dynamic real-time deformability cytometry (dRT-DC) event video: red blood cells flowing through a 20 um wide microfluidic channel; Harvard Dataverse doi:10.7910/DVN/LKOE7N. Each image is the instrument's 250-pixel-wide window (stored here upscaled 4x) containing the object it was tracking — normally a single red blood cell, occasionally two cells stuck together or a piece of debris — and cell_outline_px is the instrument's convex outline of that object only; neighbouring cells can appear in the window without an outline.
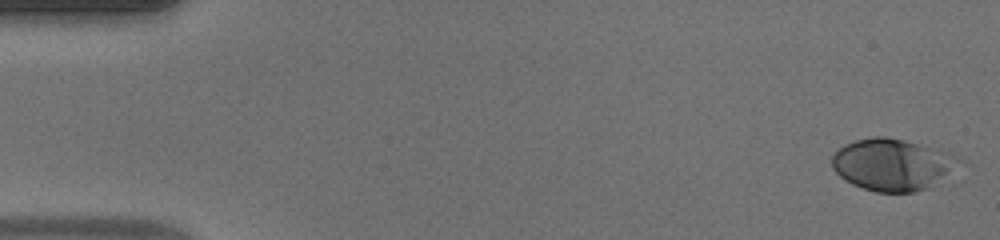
{"species": "human", "species_latin": "Homo sapiens", "temperature_condition": "warm", "stored_images_in_passage": 49, "camera_frame_rate_fps": 3000, "um_per_image_px": 0.085, "donor": {"sex": "male"}, "frame": {"image": 1, "passage_image": 1, "time_ms": 0.0, "image_size_px": [1000, 240], "cell_outline_px": [[964, 160], [928, 188], [912, 192], [876, 192], [852, 184], [844, 180], [832, 168], [832, 156], [844, 144], [856, 140], [872, 136], [884, 136], [948, 152]], "centroid_in_image_um": [75.8, 13.99], "position_along_channel_um": 9.2, "area_um2": 37.69}}
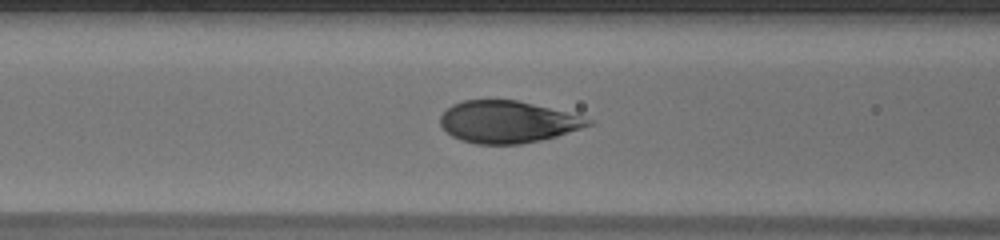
{"frame": {"image": 2, "passage_image": 20, "time_ms": 6.333, "image_size_px": [1000, 240], "cell_outline_px": [[592, 124], [556, 136], [540, 140], [520, 144], [476, 144], [460, 140], [452, 136], [440, 124], [440, 116], [452, 104], [464, 100], [516, 100], [580, 116], [592, 120]], "centroid_in_image_um": [43.08, 10.37], "position_along_channel_um": 123.5, "area_um2": 35.6}}
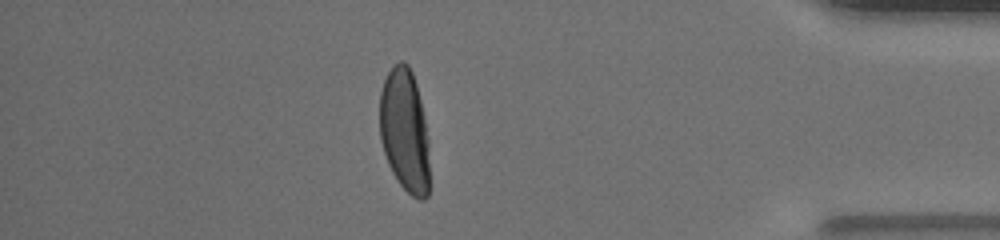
{"frame": {"image": 3, "passage_image": 43, "time_ms": 14.0, "image_size_px": [1000, 240], "cell_outline_px": [[428, 196], [424, 200], [420, 200], [412, 196], [400, 184], [392, 172], [388, 164], [380, 140], [380, 92], [384, 80], [388, 72], [400, 60], [404, 60], [408, 64], [412, 72], [416, 84], [424, 116], [428, 140]], "centroid_in_image_um": [34.39, 11.1], "position_along_channel_um": 400.8, "area_um2": 35.72}, "authors_computed_cell_mechanics": {"area_um2": 36.7608, "velocity_mm_per_s": 4.1089, "shape_relaxation_time_tau1_ms": 3.6653, "shape_relaxation_time_tau2_ms": null, "deformation_change_tau1": 0.1915, "deformation_change_tau2": null}}